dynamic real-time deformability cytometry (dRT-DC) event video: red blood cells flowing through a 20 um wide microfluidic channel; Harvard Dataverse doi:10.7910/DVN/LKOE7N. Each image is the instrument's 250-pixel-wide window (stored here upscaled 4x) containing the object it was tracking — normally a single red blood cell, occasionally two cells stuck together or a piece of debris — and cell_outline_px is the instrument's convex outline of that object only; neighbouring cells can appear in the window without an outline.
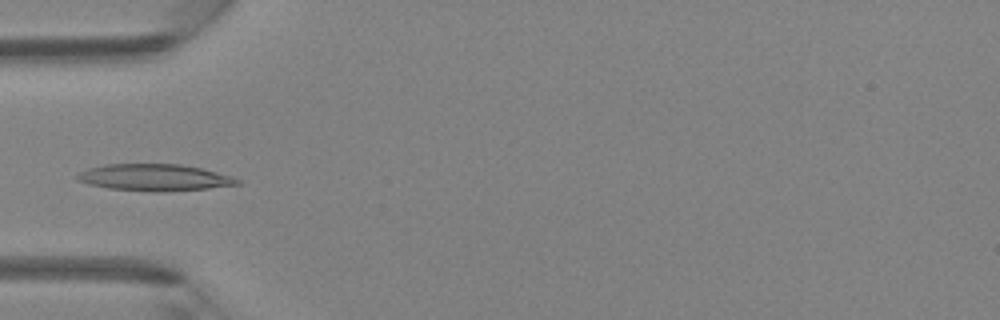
{"species": "Egyptian fruit bat (a non-hibernating species)", "species_latin": "Rousettus aegyptiacus", "temperature_condition": "room temperature", "stored_images_in_passage": 5, "camera_frame_rate_fps": 3000, "um_per_image_px": 0.085, "animal": {"sex": "female"}, "frame": {"image": 1, "passage_image": 4, "time_ms": 3.667, "image_size_px": [1000, 320], "cell_outline_px": [[240, 184], [208, 188], [164, 192], [152, 192], [108, 188], [88, 184], [76, 180], [76, 176], [80, 172], [88, 168], [104, 164], [180, 164], [200, 168], [232, 176], [240, 180]], "centroid_in_image_um": [13.1, 15.09], "position_along_channel_um": 71.9, "area_um2": 24.97}}
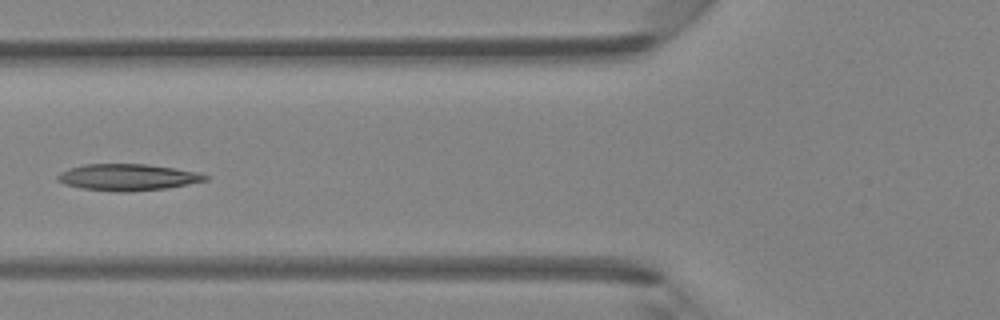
{"frame": {"image": 2, "passage_image": 5, "time_ms": 4.667, "image_size_px": [1000, 320], "cell_outline_px": [[208, 180], [168, 188], [128, 192], [116, 192], [80, 188], [64, 184], [56, 180], [56, 176], [60, 172], [68, 168], [84, 164], [148, 164], [196, 172], [208, 176]], "centroid_in_image_um": [10.8, 15.07], "position_along_channel_um": 115.0, "area_um2": 22.95}}